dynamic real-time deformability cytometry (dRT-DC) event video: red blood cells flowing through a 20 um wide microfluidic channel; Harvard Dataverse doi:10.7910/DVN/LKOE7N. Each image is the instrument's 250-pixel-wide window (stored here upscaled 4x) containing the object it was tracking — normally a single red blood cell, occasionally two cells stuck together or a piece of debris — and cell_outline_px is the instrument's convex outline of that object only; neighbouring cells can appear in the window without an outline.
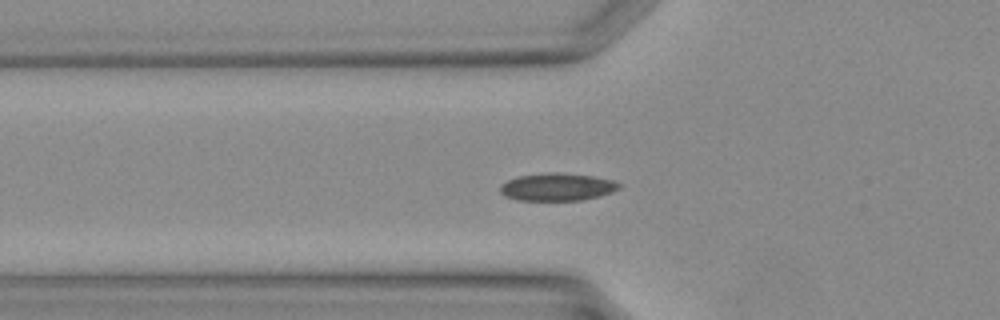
{"species": "Egyptian fruit bat (a non-hibernating species)", "species_latin": "Rousettus aegyptiacus", "temperature_condition": "warm", "stored_images_in_passage": 39, "camera_frame_rate_fps": 3000, "um_per_image_px": 0.085, "animal": {"sex": "female"}, "frame": {"image": 1, "passage_image": 14, "time_ms": 4.333, "image_size_px": [1000, 320], "cell_outline_px": [[620, 188], [612, 192], [580, 200], [516, 200], [504, 196], [500, 192], [500, 184], [516, 176], [544, 172], [560, 172], [592, 176], [616, 180], [620, 184]], "centroid_in_image_um": [47.33, 15.87], "position_along_channel_um": 78.5, "area_um2": 19.31}}
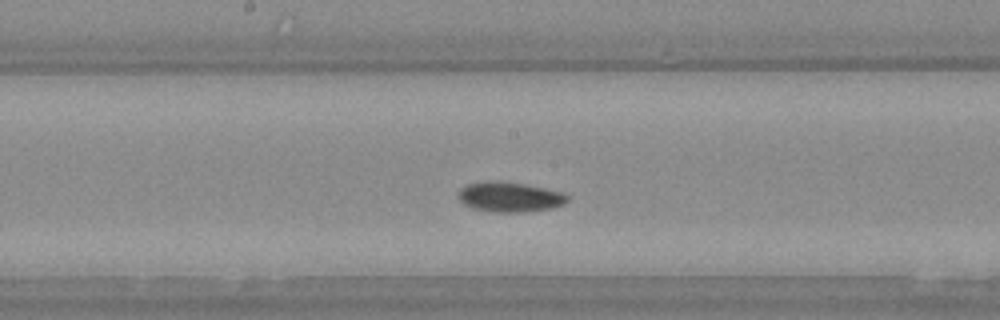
{"frame": {"image": 2, "passage_image": 21, "time_ms": 6.667, "image_size_px": [1000, 320], "cell_outline_px": [[568, 200], [564, 204], [552, 208], [524, 212], [492, 212], [472, 208], [464, 204], [460, 200], [460, 188], [468, 184], [484, 180], [500, 180], [524, 184], [544, 188], [560, 192], [568, 196]], "centroid_in_image_um": [43.31, 16.73], "position_along_channel_um": 204.9, "area_um2": 19.07}}
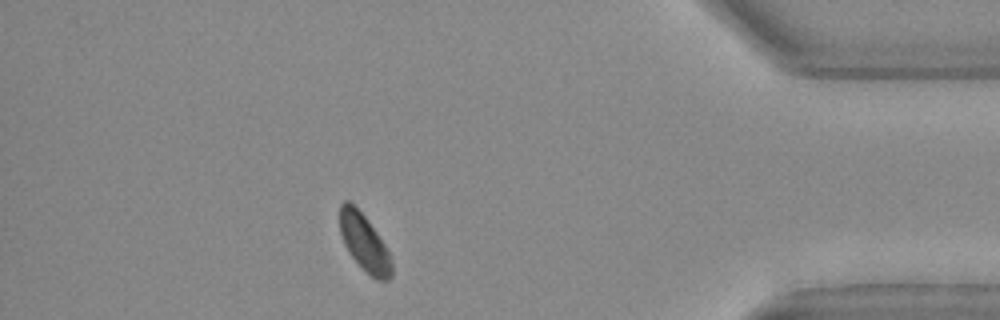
{"frame": {"image": 3, "passage_image": 34, "time_ms": 11.0, "image_size_px": [1000, 320], "cell_outline_px": [[392, 276], [388, 280], [376, 280], [348, 252], [344, 244], [340, 232], [340, 204], [344, 200], [348, 200], [364, 216], [376, 232], [384, 244], [392, 260]], "centroid_in_image_um": [30.97, 20.63], "position_along_channel_um": 404.2, "area_um2": 16.76}}